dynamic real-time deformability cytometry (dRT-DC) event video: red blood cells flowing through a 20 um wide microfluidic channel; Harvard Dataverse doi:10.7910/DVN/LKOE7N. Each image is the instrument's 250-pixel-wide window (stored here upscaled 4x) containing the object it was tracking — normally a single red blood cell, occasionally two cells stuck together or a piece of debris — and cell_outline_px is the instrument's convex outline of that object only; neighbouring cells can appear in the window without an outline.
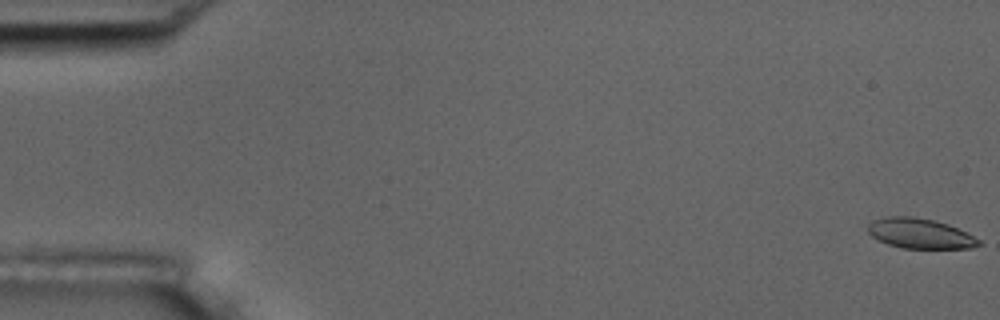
{"species": "common noctule bat (a hibernating species)", "species_latin": "Nyctalus noctula", "temperature_condition": "room temperature", "stored_images_in_passage": 56, "camera_frame_rate_fps": 3000, "um_per_image_px": 0.085, "animal": {"sex": "male", "body_mass_g": 17.5, "forearm_length_mm": 52.3}, "frame": {"image": 1, "passage_image": 1, "time_ms": 0.0, "image_size_px": [1000, 320], "cell_outline_px": [[984, 244], [972, 248], [904, 248], [888, 244], [872, 236], [868, 232], [868, 224], [872, 220], [888, 216], [912, 216], [936, 220], [948, 224], [980, 240]], "centroid_in_image_um": [78.2, 19.84], "position_along_channel_um": 6.8, "area_um2": 19.36}}
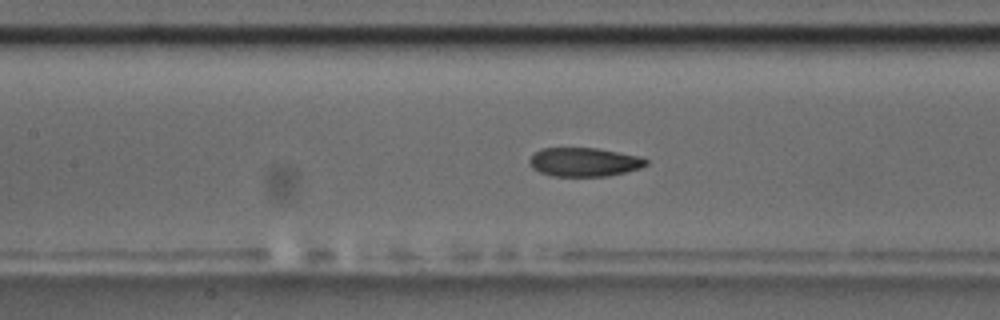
{"frame": {"image": 2, "passage_image": 26, "time_ms": 8.333, "image_size_px": [1000, 320], "cell_outline_px": [[648, 164], [640, 168], [608, 176], [552, 176], [540, 172], [532, 168], [528, 160], [540, 148], [596, 148], [640, 156], [648, 160]], "centroid_in_image_um": [49.65, 13.77], "position_along_channel_um": 157.7, "area_um2": 19.54}}
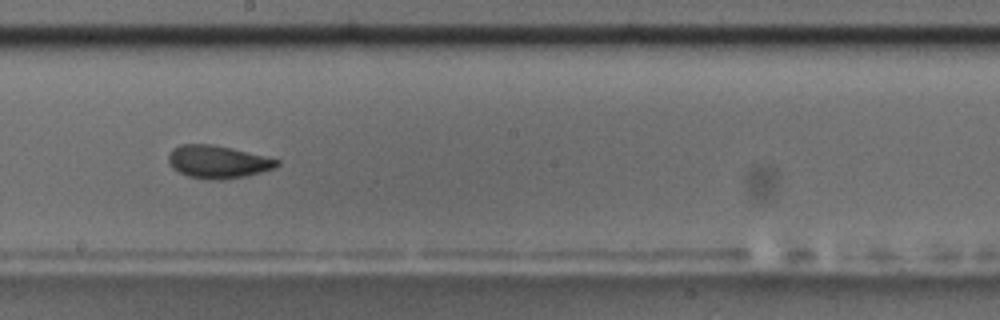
{"frame": {"image": 3, "passage_image": 32, "time_ms": 10.333, "image_size_px": [1000, 320], "cell_outline_px": [[280, 164], [276, 168], [244, 176], [224, 180], [208, 180], [188, 176], [172, 168], [168, 164], [168, 152], [172, 148], [180, 144], [212, 144], [232, 148], [280, 160]], "centroid_in_image_um": [18.48, 13.75], "position_along_channel_um": 229.7, "area_um2": 20.92}, "authors_computed_cell_mechanics": {"area_um2": 20.4612, "velocity_mm_per_s": 3.6216, "shape_relaxation_time_tau1_ms": 11.026, "shape_relaxation_time_tau2_ms": 1.6695, "deformation_change_tau1": 0.2073, "deformation_change_tau2": 0.0766}}